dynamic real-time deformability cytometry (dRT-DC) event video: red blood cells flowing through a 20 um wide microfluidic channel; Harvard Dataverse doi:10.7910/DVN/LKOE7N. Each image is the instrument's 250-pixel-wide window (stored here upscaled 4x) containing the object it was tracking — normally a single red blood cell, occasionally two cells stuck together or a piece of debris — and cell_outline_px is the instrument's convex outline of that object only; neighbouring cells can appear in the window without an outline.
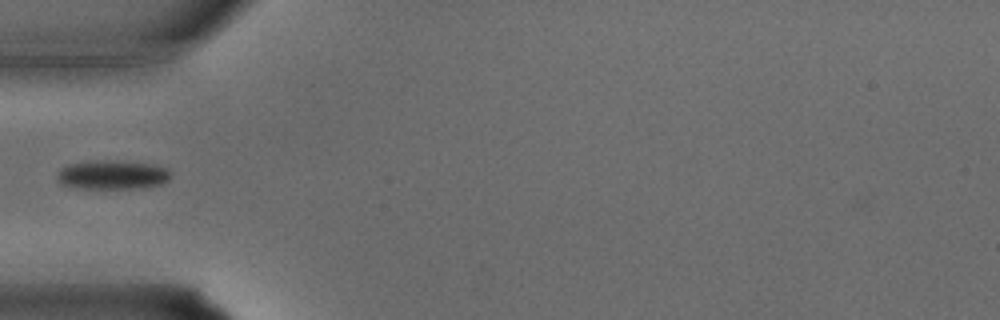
{"species": "common noctule bat (a hibernating species)", "species_latin": "Nyctalus noctula", "temperature_condition": "warm", "stored_images_in_passage": 24, "camera_frame_rate_fps": 3000, "um_per_image_px": 0.085, "animal": {"sex": "male", "body_mass_g": 15.6}, "frame": {"image": 1, "passage_image": 1, "time_ms": 0.0, "image_size_px": [1000, 320], "cell_outline_px": [[172, 176], [168, 180], [160, 184], [140, 188], [80, 188], [60, 184], [56, 180], [56, 172], [60, 168], [68, 164], [100, 160], [116, 160], [152, 164], [168, 168], [172, 172]], "centroid_in_image_um": [9.54, 14.85], "position_along_channel_um": 75.5, "area_um2": 19.48}}
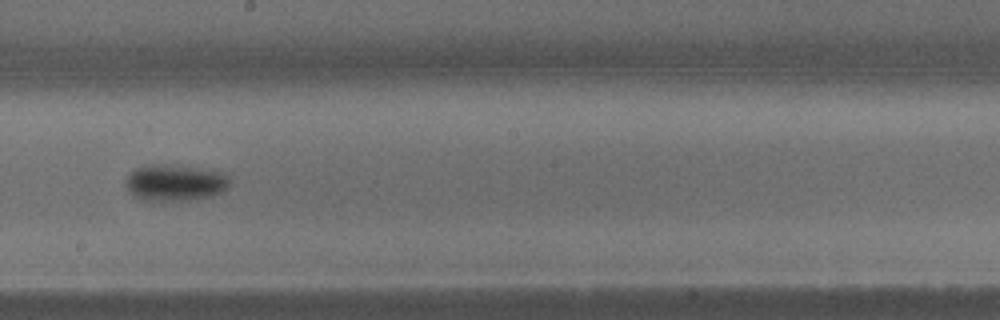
{"frame": {"image": 2, "passage_image": 9, "time_ms": 2.667, "image_size_px": [1000, 320], "cell_outline_px": [[232, 184], [228, 188], [212, 196], [188, 200], [144, 200], [128, 192], [124, 184], [124, 180], [136, 168], [148, 164], [160, 164], [224, 172], [232, 180]], "centroid_in_image_um": [14.89, 15.53], "position_along_channel_um": 233.3, "area_um2": 22.02}}
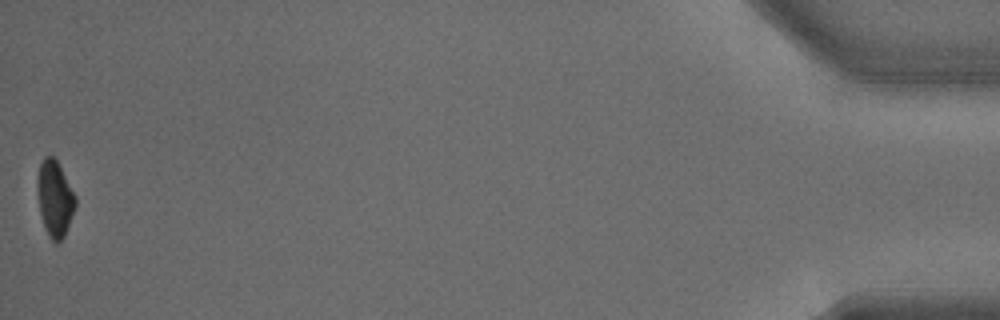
{"frame": {"image": 3, "passage_image": 24, "time_ms": 7.667, "image_size_px": [1000, 320], "cell_outline_px": [[76, 208], [64, 236], [60, 244], [56, 244], [52, 240], [44, 224], [40, 212], [36, 180], [40, 164], [44, 156], [52, 156], [56, 160], [76, 196]], "centroid_in_image_um": [4.67, 16.89], "position_along_channel_um": 430.5, "area_um2": 16.7}}